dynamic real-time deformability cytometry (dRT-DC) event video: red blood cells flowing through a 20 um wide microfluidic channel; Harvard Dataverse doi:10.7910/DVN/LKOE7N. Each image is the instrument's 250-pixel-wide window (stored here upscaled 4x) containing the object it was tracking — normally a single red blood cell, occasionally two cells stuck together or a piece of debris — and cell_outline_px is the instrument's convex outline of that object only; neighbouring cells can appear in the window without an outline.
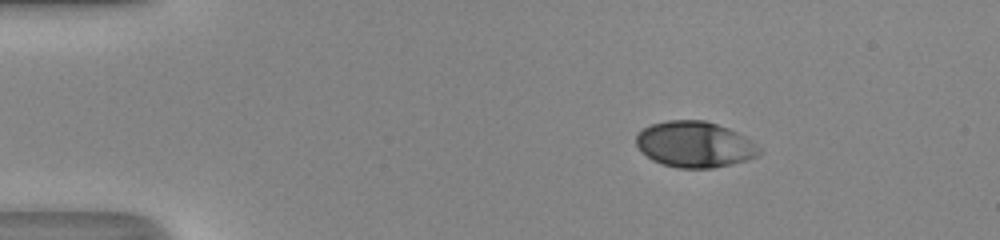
{"species": "human", "species_latin": "Homo sapiens", "temperature_condition": "room temperature", "stored_images_in_passage": 43, "camera_frame_rate_fps": 3000, "um_per_image_px": 0.085, "donor": {"sex": "male"}, "frame": {"image": 1, "passage_image": 1, "time_ms": 0.0, "image_size_px": [1000, 240], "cell_outline_px": [[760, 152], [756, 156], [732, 164], [712, 168], [680, 168], [664, 164], [652, 160], [636, 144], [636, 136], [644, 128], [652, 124], [668, 120], [704, 120], [728, 128], [744, 136], [760, 148]], "centroid_in_image_um": [59.04, 12.27], "position_along_channel_um": 26.0, "area_um2": 32.43}}
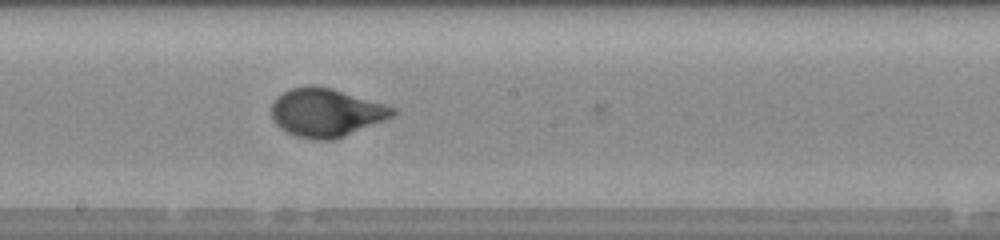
{"frame": {"image": 2, "passage_image": 21, "time_ms": 6.667, "image_size_px": [1000, 240], "cell_outline_px": [[396, 112], [392, 116], [384, 120], [344, 136], [332, 140], [316, 140], [296, 136], [280, 128], [272, 120], [272, 100], [276, 96], [292, 88], [308, 84], [332, 88], [384, 104], [396, 108]], "centroid_in_image_um": [27.68, 9.56], "position_along_channel_um": 220.5, "area_um2": 34.04}}
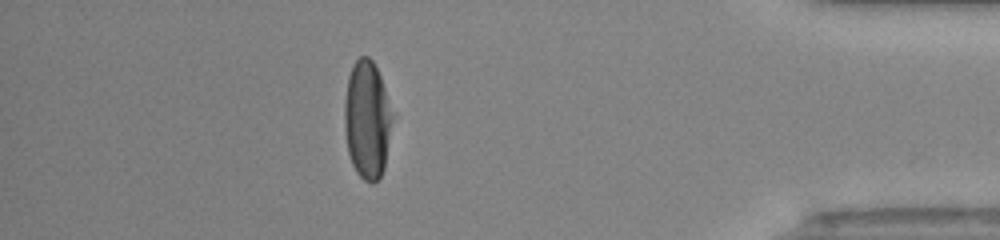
{"frame": {"image": 3, "passage_image": 37, "time_ms": 12.0, "image_size_px": [1000, 240], "cell_outline_px": [[392, 116], [384, 168], [380, 176], [372, 184], [364, 180], [356, 172], [352, 164], [348, 152], [344, 128], [344, 100], [348, 76], [352, 64], [360, 56], [368, 56], [372, 60], [380, 76], [384, 88]], "centroid_in_image_um": [31.16, 10.16], "position_along_channel_um": 404.0, "area_um2": 32.6}, "authors_computed_cell_mechanics": {"area_um2": 33.524, "velocity_mm_per_s": 4.2103, "shape_relaxation_time_tau1_ms": 3.4647, "shape_relaxation_time_tau2_ms": null, "deformation_change_tau1": 0.2001, "deformation_change_tau2": null}}